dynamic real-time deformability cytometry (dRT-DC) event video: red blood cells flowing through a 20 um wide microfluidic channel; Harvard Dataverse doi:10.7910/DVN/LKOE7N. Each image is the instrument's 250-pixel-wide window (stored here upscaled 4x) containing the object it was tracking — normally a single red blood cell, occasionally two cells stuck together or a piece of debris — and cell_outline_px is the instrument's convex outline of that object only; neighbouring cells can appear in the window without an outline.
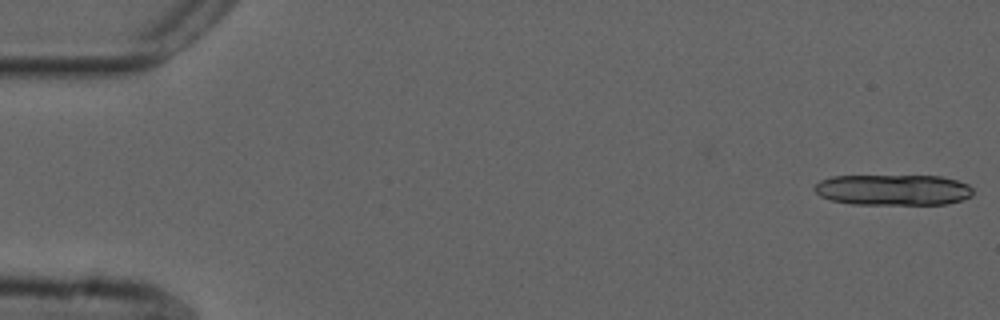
{"species": "common noctule bat (a hibernating species)", "species_latin": "Nyctalus noctula", "temperature_condition": "cold", "stored_images_in_passage": 13, "camera_frame_rate_fps": 3000, "um_per_image_px": 0.085, "animal": {"sex": "male", "forearm_length_mm": 52.5}, "frame": {"image": 1, "passage_image": 1, "time_ms": 0.0, "image_size_px": [1000, 320], "cell_outline_px": [[972, 196], [948, 204], [852, 204], [832, 200], [820, 196], [812, 188], [820, 180], [832, 176], [940, 176], [956, 180], [968, 184], [972, 188]], "centroid_in_image_um": [75.9, 16.14], "position_along_channel_um": 9.1, "area_um2": 28.5}}